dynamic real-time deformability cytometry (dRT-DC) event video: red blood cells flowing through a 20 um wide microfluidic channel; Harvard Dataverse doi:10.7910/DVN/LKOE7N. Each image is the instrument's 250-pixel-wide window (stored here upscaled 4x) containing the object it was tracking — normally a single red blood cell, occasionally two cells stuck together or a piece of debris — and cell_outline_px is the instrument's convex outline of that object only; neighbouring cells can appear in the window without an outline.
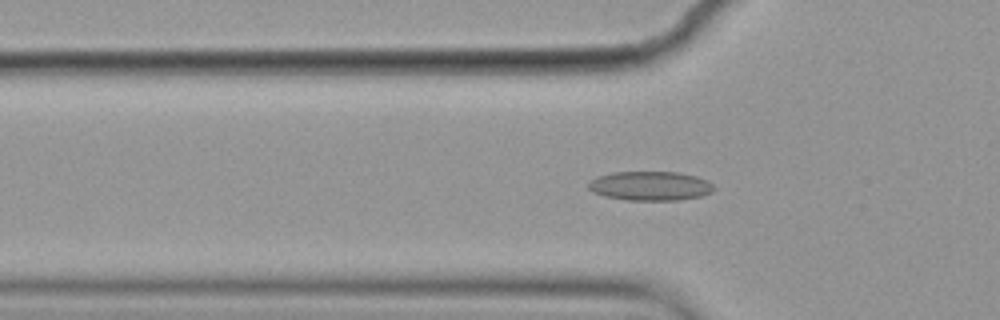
{"species": "common noctule bat (a hibernating species)", "species_latin": "Nyctalus noctula", "temperature_condition": "cold", "stored_images_in_passage": 50, "camera_frame_rate_fps": 3000, "um_per_image_px": 0.085, "animal": {"sex": "female", "body_mass_g": 19.9}, "frame": {"image": 1, "passage_image": 14, "time_ms": 4.333, "image_size_px": [1000, 320], "cell_outline_px": [[712, 192], [700, 196], [680, 200], [628, 200], [604, 196], [592, 192], [588, 188], [588, 184], [596, 176], [612, 172], [676, 172], [696, 176], [708, 180], [712, 184]], "centroid_in_image_um": [55.24, 15.8], "position_along_channel_um": 70.6, "area_um2": 21.33}}
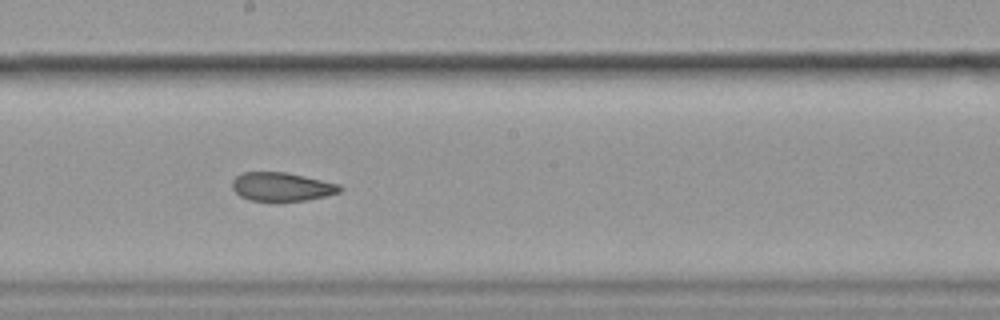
{"frame": {"image": 2, "passage_image": 27, "time_ms": 8.667, "image_size_px": [1000, 320], "cell_outline_px": [[344, 188], [340, 192], [324, 196], [304, 200], [276, 204], [248, 200], [240, 196], [232, 188], [232, 180], [236, 176], [244, 172], [284, 172], [304, 176], [340, 184]], "centroid_in_image_um": [23.92, 15.91], "position_along_channel_um": 224.3, "area_um2": 18.55}}
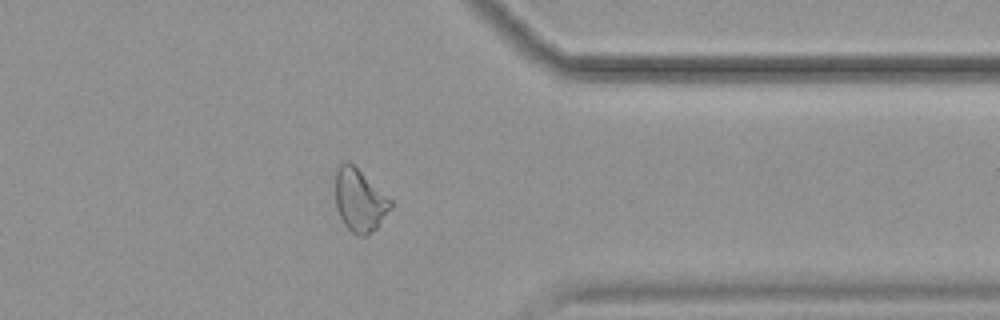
{"frame": {"image": 3, "passage_image": 41, "time_ms": 13.333, "image_size_px": [1000, 320], "cell_outline_px": [[392, 208], [376, 228], [368, 236], [356, 236], [344, 224], [336, 208], [336, 172], [340, 164], [352, 164], [392, 200]], "centroid_in_image_um": [30.58, 17.09], "position_along_channel_um": 380.8, "area_um2": 19.83}, "authors_computed_cell_mechanics": {"area_um2": 19.941, "velocity_mm_per_s": 3.5442, "shape_relaxation_time_tau1_ms": null, "shape_relaxation_time_tau2_ms": 3.0411, "deformation_change_tau1": null, "deformation_change_tau2": 0.0802}}